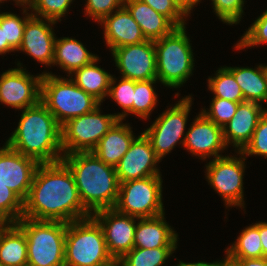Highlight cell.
<instances>
[{"label":"cell","mask_w":267,"mask_h":266,"mask_svg":"<svg viewBox=\"0 0 267 266\" xmlns=\"http://www.w3.org/2000/svg\"><path fill=\"white\" fill-rule=\"evenodd\" d=\"M91 215L83 206L68 166L62 160L40 163L28 196L23 201L22 217L69 223Z\"/></svg>","instance_id":"obj_1"},{"label":"cell","mask_w":267,"mask_h":266,"mask_svg":"<svg viewBox=\"0 0 267 266\" xmlns=\"http://www.w3.org/2000/svg\"><path fill=\"white\" fill-rule=\"evenodd\" d=\"M18 126L6 139V144L39 163H54L63 158L61 126L40 101L21 110Z\"/></svg>","instance_id":"obj_2"},{"label":"cell","mask_w":267,"mask_h":266,"mask_svg":"<svg viewBox=\"0 0 267 266\" xmlns=\"http://www.w3.org/2000/svg\"><path fill=\"white\" fill-rule=\"evenodd\" d=\"M73 174L83 206L91 213L114 208L120 183L114 166L105 164L92 151L63 155Z\"/></svg>","instance_id":"obj_3"},{"label":"cell","mask_w":267,"mask_h":266,"mask_svg":"<svg viewBox=\"0 0 267 266\" xmlns=\"http://www.w3.org/2000/svg\"><path fill=\"white\" fill-rule=\"evenodd\" d=\"M186 26L154 41L157 80L171 89L182 87L193 75L195 58Z\"/></svg>","instance_id":"obj_4"},{"label":"cell","mask_w":267,"mask_h":266,"mask_svg":"<svg viewBox=\"0 0 267 266\" xmlns=\"http://www.w3.org/2000/svg\"><path fill=\"white\" fill-rule=\"evenodd\" d=\"M41 102L62 126L67 121L92 112L101 103L79 88L70 78L43 71Z\"/></svg>","instance_id":"obj_5"},{"label":"cell","mask_w":267,"mask_h":266,"mask_svg":"<svg viewBox=\"0 0 267 266\" xmlns=\"http://www.w3.org/2000/svg\"><path fill=\"white\" fill-rule=\"evenodd\" d=\"M16 224L27 240V266H65L67 223L22 217Z\"/></svg>","instance_id":"obj_6"},{"label":"cell","mask_w":267,"mask_h":266,"mask_svg":"<svg viewBox=\"0 0 267 266\" xmlns=\"http://www.w3.org/2000/svg\"><path fill=\"white\" fill-rule=\"evenodd\" d=\"M112 258L102 227L92 216L67 223L65 266H98Z\"/></svg>","instance_id":"obj_7"},{"label":"cell","mask_w":267,"mask_h":266,"mask_svg":"<svg viewBox=\"0 0 267 266\" xmlns=\"http://www.w3.org/2000/svg\"><path fill=\"white\" fill-rule=\"evenodd\" d=\"M236 153L237 155L225 154L205 164L206 181L223 199L226 209L245 208L243 179L247 158L241 151H236Z\"/></svg>","instance_id":"obj_8"},{"label":"cell","mask_w":267,"mask_h":266,"mask_svg":"<svg viewBox=\"0 0 267 266\" xmlns=\"http://www.w3.org/2000/svg\"><path fill=\"white\" fill-rule=\"evenodd\" d=\"M193 97L191 94L180 98L178 103L167 107L162 114H160L150 127L145 128L143 133L150 140L152 148L156 156L161 160L171 151L175 146L184 145L187 120L192 109Z\"/></svg>","instance_id":"obj_9"},{"label":"cell","mask_w":267,"mask_h":266,"mask_svg":"<svg viewBox=\"0 0 267 266\" xmlns=\"http://www.w3.org/2000/svg\"><path fill=\"white\" fill-rule=\"evenodd\" d=\"M162 175L120 183L115 209L136 218H148L165 213Z\"/></svg>","instance_id":"obj_10"},{"label":"cell","mask_w":267,"mask_h":266,"mask_svg":"<svg viewBox=\"0 0 267 266\" xmlns=\"http://www.w3.org/2000/svg\"><path fill=\"white\" fill-rule=\"evenodd\" d=\"M118 120L114 113L102 114L100 104L92 112L67 121L61 126L63 154L91 152Z\"/></svg>","instance_id":"obj_11"},{"label":"cell","mask_w":267,"mask_h":266,"mask_svg":"<svg viewBox=\"0 0 267 266\" xmlns=\"http://www.w3.org/2000/svg\"><path fill=\"white\" fill-rule=\"evenodd\" d=\"M22 64L17 61L16 68H9L0 74V104L15 111L35 106L41 101L43 73L31 75Z\"/></svg>","instance_id":"obj_12"},{"label":"cell","mask_w":267,"mask_h":266,"mask_svg":"<svg viewBox=\"0 0 267 266\" xmlns=\"http://www.w3.org/2000/svg\"><path fill=\"white\" fill-rule=\"evenodd\" d=\"M111 54L121 77L134 81L157 79L154 41L118 47Z\"/></svg>","instance_id":"obj_13"},{"label":"cell","mask_w":267,"mask_h":266,"mask_svg":"<svg viewBox=\"0 0 267 266\" xmlns=\"http://www.w3.org/2000/svg\"><path fill=\"white\" fill-rule=\"evenodd\" d=\"M91 216L102 227L108 252L113 258H122L134 248L139 218L120 213L115 208L102 209Z\"/></svg>","instance_id":"obj_14"},{"label":"cell","mask_w":267,"mask_h":266,"mask_svg":"<svg viewBox=\"0 0 267 266\" xmlns=\"http://www.w3.org/2000/svg\"><path fill=\"white\" fill-rule=\"evenodd\" d=\"M198 113L187 128L184 149L203 161L224 156L221 153L228 148L223 138V128L210 121L202 112Z\"/></svg>","instance_id":"obj_15"},{"label":"cell","mask_w":267,"mask_h":266,"mask_svg":"<svg viewBox=\"0 0 267 266\" xmlns=\"http://www.w3.org/2000/svg\"><path fill=\"white\" fill-rule=\"evenodd\" d=\"M160 162L161 160L156 156L150 140L141 132L115 166L119 183L162 175L158 168Z\"/></svg>","instance_id":"obj_16"},{"label":"cell","mask_w":267,"mask_h":266,"mask_svg":"<svg viewBox=\"0 0 267 266\" xmlns=\"http://www.w3.org/2000/svg\"><path fill=\"white\" fill-rule=\"evenodd\" d=\"M40 163L13 150L6 143L0 147V182L23 201L27 198Z\"/></svg>","instance_id":"obj_17"},{"label":"cell","mask_w":267,"mask_h":266,"mask_svg":"<svg viewBox=\"0 0 267 266\" xmlns=\"http://www.w3.org/2000/svg\"><path fill=\"white\" fill-rule=\"evenodd\" d=\"M56 23V21L32 15L26 21L22 42L16 52H24L32 57L34 61L51 68L56 40L53 27Z\"/></svg>","instance_id":"obj_18"},{"label":"cell","mask_w":267,"mask_h":266,"mask_svg":"<svg viewBox=\"0 0 267 266\" xmlns=\"http://www.w3.org/2000/svg\"><path fill=\"white\" fill-rule=\"evenodd\" d=\"M266 109L256 102L244 101L239 103L236 113L223 127V138L226 146H233L235 152L242 151L251 141L258 121Z\"/></svg>","instance_id":"obj_19"},{"label":"cell","mask_w":267,"mask_h":266,"mask_svg":"<svg viewBox=\"0 0 267 266\" xmlns=\"http://www.w3.org/2000/svg\"><path fill=\"white\" fill-rule=\"evenodd\" d=\"M98 24L103 27V39L110 52L118 47L139 44L147 40L124 5Z\"/></svg>","instance_id":"obj_20"},{"label":"cell","mask_w":267,"mask_h":266,"mask_svg":"<svg viewBox=\"0 0 267 266\" xmlns=\"http://www.w3.org/2000/svg\"><path fill=\"white\" fill-rule=\"evenodd\" d=\"M178 233L166 221L165 213L140 218L134 234V248H178Z\"/></svg>","instance_id":"obj_21"},{"label":"cell","mask_w":267,"mask_h":266,"mask_svg":"<svg viewBox=\"0 0 267 266\" xmlns=\"http://www.w3.org/2000/svg\"><path fill=\"white\" fill-rule=\"evenodd\" d=\"M130 123L118 120L92 152L105 164L116 166L136 138Z\"/></svg>","instance_id":"obj_22"},{"label":"cell","mask_w":267,"mask_h":266,"mask_svg":"<svg viewBox=\"0 0 267 266\" xmlns=\"http://www.w3.org/2000/svg\"><path fill=\"white\" fill-rule=\"evenodd\" d=\"M124 6L138 23L147 40L161 39L177 28L168 17L140 0H124Z\"/></svg>","instance_id":"obj_23"},{"label":"cell","mask_w":267,"mask_h":266,"mask_svg":"<svg viewBox=\"0 0 267 266\" xmlns=\"http://www.w3.org/2000/svg\"><path fill=\"white\" fill-rule=\"evenodd\" d=\"M89 51L78 39L56 36L52 66H58L69 76L98 57Z\"/></svg>","instance_id":"obj_24"},{"label":"cell","mask_w":267,"mask_h":266,"mask_svg":"<svg viewBox=\"0 0 267 266\" xmlns=\"http://www.w3.org/2000/svg\"><path fill=\"white\" fill-rule=\"evenodd\" d=\"M28 250L24 231L16 223L0 225V264L27 266Z\"/></svg>","instance_id":"obj_25"},{"label":"cell","mask_w":267,"mask_h":266,"mask_svg":"<svg viewBox=\"0 0 267 266\" xmlns=\"http://www.w3.org/2000/svg\"><path fill=\"white\" fill-rule=\"evenodd\" d=\"M100 58L75 70L69 78L86 93L92 95L100 103L107 98L112 74L98 66Z\"/></svg>","instance_id":"obj_26"},{"label":"cell","mask_w":267,"mask_h":266,"mask_svg":"<svg viewBox=\"0 0 267 266\" xmlns=\"http://www.w3.org/2000/svg\"><path fill=\"white\" fill-rule=\"evenodd\" d=\"M257 66V67H256ZM251 67H228L240 86L245 101L267 104V85L261 64ZM267 108V107H266Z\"/></svg>","instance_id":"obj_27"},{"label":"cell","mask_w":267,"mask_h":266,"mask_svg":"<svg viewBox=\"0 0 267 266\" xmlns=\"http://www.w3.org/2000/svg\"><path fill=\"white\" fill-rule=\"evenodd\" d=\"M239 234L235 242L225 249V259L263 258L259 221L246 226Z\"/></svg>","instance_id":"obj_28"},{"label":"cell","mask_w":267,"mask_h":266,"mask_svg":"<svg viewBox=\"0 0 267 266\" xmlns=\"http://www.w3.org/2000/svg\"><path fill=\"white\" fill-rule=\"evenodd\" d=\"M213 75L207 78V90L211 91L213 97L238 103L245 101L240 86L225 66L220 67Z\"/></svg>","instance_id":"obj_29"},{"label":"cell","mask_w":267,"mask_h":266,"mask_svg":"<svg viewBox=\"0 0 267 266\" xmlns=\"http://www.w3.org/2000/svg\"><path fill=\"white\" fill-rule=\"evenodd\" d=\"M159 83L157 79L148 81H135L133 115L142 120L150 119L152 111L158 106V94L155 84Z\"/></svg>","instance_id":"obj_30"},{"label":"cell","mask_w":267,"mask_h":266,"mask_svg":"<svg viewBox=\"0 0 267 266\" xmlns=\"http://www.w3.org/2000/svg\"><path fill=\"white\" fill-rule=\"evenodd\" d=\"M119 79L115 75H112L107 99L108 97L113 99L122 108V112L114 114L119 120L124 122L128 115H133L135 81L124 77H120Z\"/></svg>","instance_id":"obj_31"},{"label":"cell","mask_w":267,"mask_h":266,"mask_svg":"<svg viewBox=\"0 0 267 266\" xmlns=\"http://www.w3.org/2000/svg\"><path fill=\"white\" fill-rule=\"evenodd\" d=\"M177 248H133L122 258L123 266H168V258ZM167 261V262H166ZM172 266V265H171Z\"/></svg>","instance_id":"obj_32"},{"label":"cell","mask_w":267,"mask_h":266,"mask_svg":"<svg viewBox=\"0 0 267 266\" xmlns=\"http://www.w3.org/2000/svg\"><path fill=\"white\" fill-rule=\"evenodd\" d=\"M17 7H22L23 16L20 17L10 11L0 12V25L4 27L5 40L15 51L21 45L26 21L32 16L29 5H17Z\"/></svg>","instance_id":"obj_33"},{"label":"cell","mask_w":267,"mask_h":266,"mask_svg":"<svg viewBox=\"0 0 267 266\" xmlns=\"http://www.w3.org/2000/svg\"><path fill=\"white\" fill-rule=\"evenodd\" d=\"M75 0H33L30 4L31 14L38 18L62 21L68 15Z\"/></svg>","instance_id":"obj_34"},{"label":"cell","mask_w":267,"mask_h":266,"mask_svg":"<svg viewBox=\"0 0 267 266\" xmlns=\"http://www.w3.org/2000/svg\"><path fill=\"white\" fill-rule=\"evenodd\" d=\"M23 216V200L0 182V222L16 223Z\"/></svg>","instance_id":"obj_35"},{"label":"cell","mask_w":267,"mask_h":266,"mask_svg":"<svg viewBox=\"0 0 267 266\" xmlns=\"http://www.w3.org/2000/svg\"><path fill=\"white\" fill-rule=\"evenodd\" d=\"M234 45V49L243 50L267 43V9L250 25Z\"/></svg>","instance_id":"obj_36"},{"label":"cell","mask_w":267,"mask_h":266,"mask_svg":"<svg viewBox=\"0 0 267 266\" xmlns=\"http://www.w3.org/2000/svg\"><path fill=\"white\" fill-rule=\"evenodd\" d=\"M202 1V0H201ZM213 13L226 25H237L244 15L245 0H210Z\"/></svg>","instance_id":"obj_37"},{"label":"cell","mask_w":267,"mask_h":266,"mask_svg":"<svg viewBox=\"0 0 267 266\" xmlns=\"http://www.w3.org/2000/svg\"><path fill=\"white\" fill-rule=\"evenodd\" d=\"M238 104V102L213 97L209 109L204 107L200 111L210 121L223 128L236 113Z\"/></svg>","instance_id":"obj_38"},{"label":"cell","mask_w":267,"mask_h":266,"mask_svg":"<svg viewBox=\"0 0 267 266\" xmlns=\"http://www.w3.org/2000/svg\"><path fill=\"white\" fill-rule=\"evenodd\" d=\"M241 152L246 158L252 155L267 158V109L261 115L251 141Z\"/></svg>","instance_id":"obj_39"},{"label":"cell","mask_w":267,"mask_h":266,"mask_svg":"<svg viewBox=\"0 0 267 266\" xmlns=\"http://www.w3.org/2000/svg\"><path fill=\"white\" fill-rule=\"evenodd\" d=\"M168 17L177 27L186 26L191 17L175 0H140ZM189 17V18H188Z\"/></svg>","instance_id":"obj_40"},{"label":"cell","mask_w":267,"mask_h":266,"mask_svg":"<svg viewBox=\"0 0 267 266\" xmlns=\"http://www.w3.org/2000/svg\"><path fill=\"white\" fill-rule=\"evenodd\" d=\"M84 14L94 20L101 22L106 16L110 15L124 5V0H85Z\"/></svg>","instance_id":"obj_41"},{"label":"cell","mask_w":267,"mask_h":266,"mask_svg":"<svg viewBox=\"0 0 267 266\" xmlns=\"http://www.w3.org/2000/svg\"><path fill=\"white\" fill-rule=\"evenodd\" d=\"M234 266H267V258H255V259H226Z\"/></svg>","instance_id":"obj_42"},{"label":"cell","mask_w":267,"mask_h":266,"mask_svg":"<svg viewBox=\"0 0 267 266\" xmlns=\"http://www.w3.org/2000/svg\"><path fill=\"white\" fill-rule=\"evenodd\" d=\"M259 234L262 242L263 257L267 258V222L259 221Z\"/></svg>","instance_id":"obj_43"},{"label":"cell","mask_w":267,"mask_h":266,"mask_svg":"<svg viewBox=\"0 0 267 266\" xmlns=\"http://www.w3.org/2000/svg\"><path fill=\"white\" fill-rule=\"evenodd\" d=\"M225 260V257L222 260H217L213 262H205V261H198V262H183L179 260L177 264H174L172 266H221V263Z\"/></svg>","instance_id":"obj_44"},{"label":"cell","mask_w":267,"mask_h":266,"mask_svg":"<svg viewBox=\"0 0 267 266\" xmlns=\"http://www.w3.org/2000/svg\"><path fill=\"white\" fill-rule=\"evenodd\" d=\"M11 52L15 53V50L8 44V41L5 40L4 27L0 25V55L4 56Z\"/></svg>","instance_id":"obj_45"},{"label":"cell","mask_w":267,"mask_h":266,"mask_svg":"<svg viewBox=\"0 0 267 266\" xmlns=\"http://www.w3.org/2000/svg\"><path fill=\"white\" fill-rule=\"evenodd\" d=\"M189 15L193 9L201 3V0H175Z\"/></svg>","instance_id":"obj_46"},{"label":"cell","mask_w":267,"mask_h":266,"mask_svg":"<svg viewBox=\"0 0 267 266\" xmlns=\"http://www.w3.org/2000/svg\"><path fill=\"white\" fill-rule=\"evenodd\" d=\"M98 266H123L121 258H112L110 261Z\"/></svg>","instance_id":"obj_47"},{"label":"cell","mask_w":267,"mask_h":266,"mask_svg":"<svg viewBox=\"0 0 267 266\" xmlns=\"http://www.w3.org/2000/svg\"><path fill=\"white\" fill-rule=\"evenodd\" d=\"M17 5H29L33 0H11Z\"/></svg>","instance_id":"obj_48"},{"label":"cell","mask_w":267,"mask_h":266,"mask_svg":"<svg viewBox=\"0 0 267 266\" xmlns=\"http://www.w3.org/2000/svg\"><path fill=\"white\" fill-rule=\"evenodd\" d=\"M262 69H263V73H264V77L266 80V85H267V64H263L261 63Z\"/></svg>","instance_id":"obj_49"},{"label":"cell","mask_w":267,"mask_h":266,"mask_svg":"<svg viewBox=\"0 0 267 266\" xmlns=\"http://www.w3.org/2000/svg\"><path fill=\"white\" fill-rule=\"evenodd\" d=\"M221 266H234L231 262L227 261L226 259L221 263Z\"/></svg>","instance_id":"obj_50"},{"label":"cell","mask_w":267,"mask_h":266,"mask_svg":"<svg viewBox=\"0 0 267 266\" xmlns=\"http://www.w3.org/2000/svg\"><path fill=\"white\" fill-rule=\"evenodd\" d=\"M7 2V1H10V0H0V4L2 5V3H4V2Z\"/></svg>","instance_id":"obj_51"}]
</instances>
